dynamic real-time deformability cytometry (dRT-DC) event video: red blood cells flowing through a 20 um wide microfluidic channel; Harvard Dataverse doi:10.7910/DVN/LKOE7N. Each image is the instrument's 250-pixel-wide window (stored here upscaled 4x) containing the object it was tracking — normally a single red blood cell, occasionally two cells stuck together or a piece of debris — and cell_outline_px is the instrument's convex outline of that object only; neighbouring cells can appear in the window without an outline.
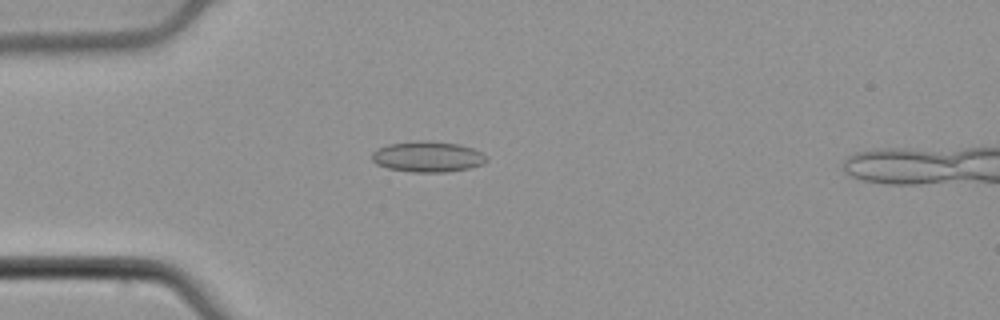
{"species": "common noctule bat (a hibernating species)", "species_latin": "Nyctalus noctula", "temperature_condition": "cold", "stored_images_in_passage": 52, "camera_frame_rate_fps": 3000, "um_per_image_px": 0.085, "animal": {"sex": "male", "body_mass_g": 21.5, "forearm_length_mm": 52.0}, "frame": {"image": 1, "passage_image": 13, "time_ms": 4.0, "image_size_px": [1000, 320], "cell_outline_px": [[488, 160], [484, 164], [468, 168], [444, 172], [412, 172], [388, 168], [376, 164], [372, 160], [372, 152], [376, 148], [388, 144], [420, 140], [460, 144], [472, 148], [480, 152]], "centroid_in_image_um": [36.32, 13.32], "position_along_channel_um": 48.7, "area_um2": 20.46}}
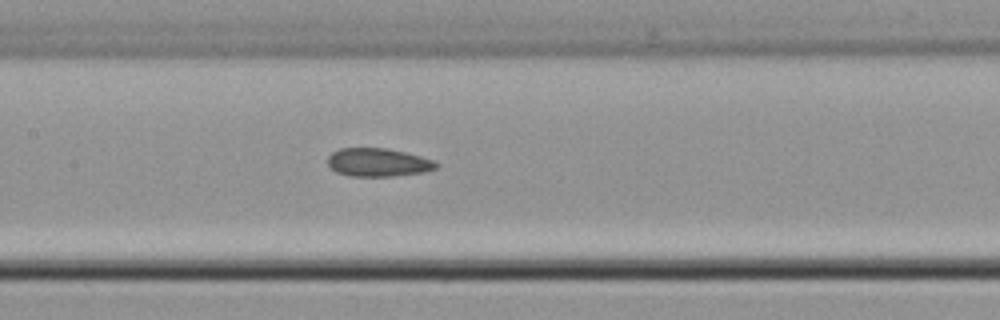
{"frame": {"image": 2, "passage_image": 24, "time_ms": 7.667, "image_size_px": [1000, 320], "cell_outline_px": [[440, 164], [436, 168], [424, 172], [392, 176], [348, 176], [336, 172], [328, 164], [328, 156], [332, 152], [340, 148], [388, 148], [420, 156], [432, 160]], "centroid_in_image_um": [32.12, 13.8], "position_along_channel_um": 175.3, "area_um2": 17.86}}
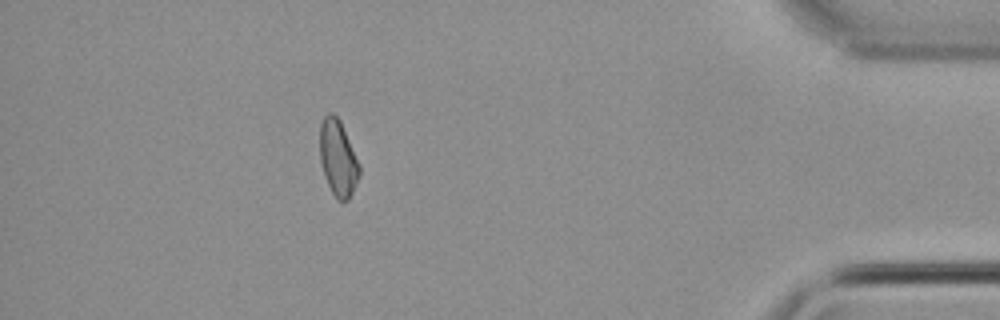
{"frame": {"image": 3, "passage_image": 46, "time_ms": 15.0, "image_size_px": [1000, 320], "cell_outline_px": [[360, 176], [348, 200], [340, 204], [336, 200], [324, 176], [320, 160], [320, 124], [324, 116], [328, 112], [332, 112], [340, 120], [360, 164]], "centroid_in_image_um": [28.73, 13.46], "position_along_channel_um": 406.5, "area_um2": 17.74}}